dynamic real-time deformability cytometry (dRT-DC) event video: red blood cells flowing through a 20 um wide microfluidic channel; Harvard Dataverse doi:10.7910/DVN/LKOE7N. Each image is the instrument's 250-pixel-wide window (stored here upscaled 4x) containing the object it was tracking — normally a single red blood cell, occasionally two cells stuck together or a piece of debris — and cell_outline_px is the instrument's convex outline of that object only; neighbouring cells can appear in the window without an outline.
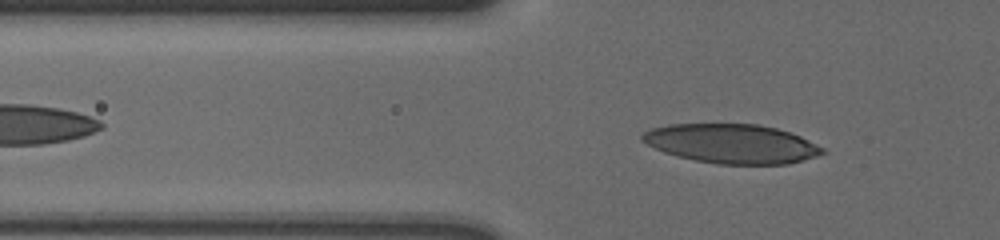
{"species": "human", "species_latin": "Homo sapiens", "temperature_condition": "cold", "stored_images_in_passage": 43, "camera_frame_rate_fps": 3000, "um_per_image_px": 0.085, "donor": {"sex": "male"}, "frame": {"image": 1, "passage_image": 11, "time_ms": 3.333, "image_size_px": [1000, 240], "cell_outline_px": [[828, 152], [816, 156], [788, 164], [716, 164], [676, 156], [664, 152], [640, 140], [640, 136], [644, 132], [652, 128], [668, 124], [760, 124], [776, 128], [800, 136], [824, 148]], "centroid_in_image_um": [62.19, 12.21], "position_along_channel_um": 63.6, "area_um2": 41.15}}
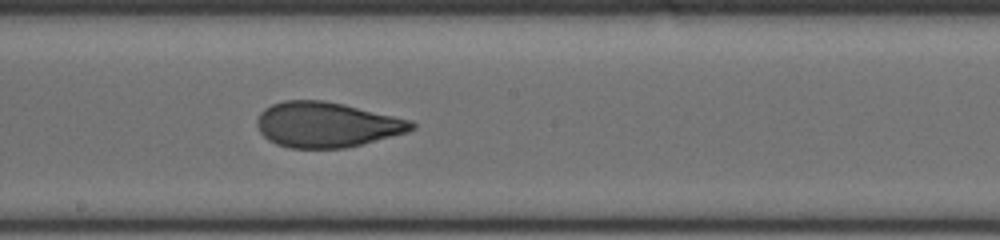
{"frame": {"image": 2, "passage_image": 25, "time_ms": 8.0, "image_size_px": [1000, 240], "cell_outline_px": [[416, 128], [408, 132], [344, 148], [288, 148], [276, 144], [268, 140], [260, 132], [256, 124], [256, 120], [260, 112], [264, 108], [272, 104], [284, 100], [324, 100], [344, 104], [412, 120], [416, 124]], "centroid_in_image_um": [27.75, 10.59], "position_along_channel_um": 220.5, "area_um2": 40.86}}
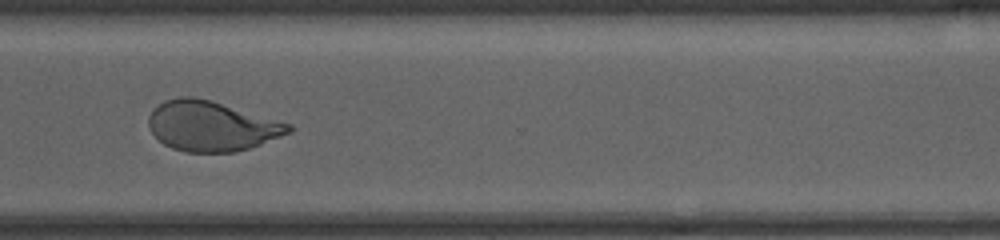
{"frame": {"image": 3, "passage_image": 36, "time_ms": 11.667, "image_size_px": [1000, 240], "cell_outline_px": [[292, 132], [260, 144], [236, 152], [184, 152], [172, 148], [164, 144], [148, 128], [148, 116], [164, 100], [180, 96], [192, 96], [212, 100], [292, 124]], "centroid_in_image_um": [17.98, 10.71], "position_along_channel_um": 352.6, "area_um2": 40.81}, "authors_computed_cell_mechanics": {"area_um2": 40.6334, "velocity_mm_per_s": 3.6184, "shape_relaxation_time_tau1_ms": 7.9473, "shape_relaxation_time_tau2_ms": 1.0476, "deformation_change_tau1": 0.2337, "deformation_change_tau2": 0.0784}}